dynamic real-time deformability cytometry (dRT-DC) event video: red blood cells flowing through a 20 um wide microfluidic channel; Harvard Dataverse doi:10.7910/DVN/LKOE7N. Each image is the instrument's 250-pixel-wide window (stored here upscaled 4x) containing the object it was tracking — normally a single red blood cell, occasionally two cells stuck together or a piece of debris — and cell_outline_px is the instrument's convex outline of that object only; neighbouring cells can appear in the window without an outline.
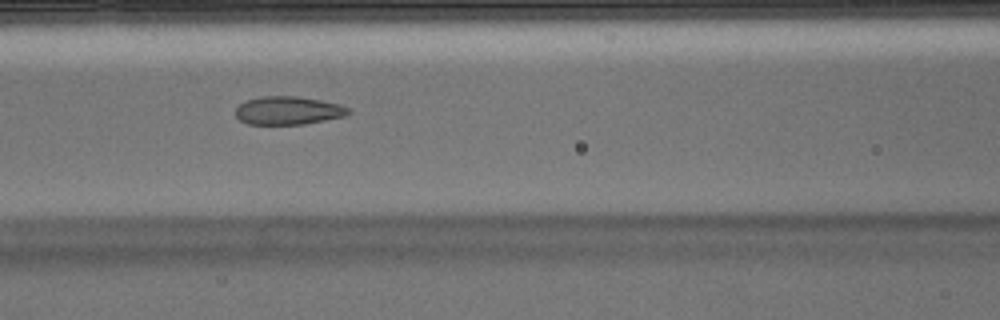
{"species": "Egyptian fruit bat (a non-hibernating species)", "species_latin": "Rousettus aegyptiacus", "temperature_condition": "warm", "stored_images_in_passage": 38, "camera_frame_rate_fps": 3000, "um_per_image_px": 0.085, "animal": {"sex": "male"}, "frame": {"image": 1, "passage_image": 8, "time_ms": 2.333, "image_size_px": [1000, 320], "cell_outline_px": [[352, 112], [344, 116], [304, 124], [248, 124], [240, 120], [236, 116], [236, 108], [244, 100], [260, 96], [296, 96], [320, 100], [340, 104], [348, 108]], "centroid_in_image_um": [24.47, 9.38], "position_along_channel_um": 142.1, "area_um2": 18.55}}
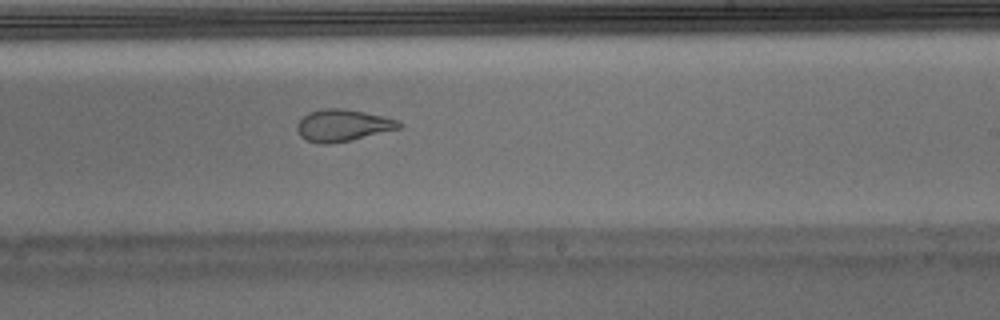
{"frame": {"image": 2, "passage_image": 17, "time_ms": 5.333, "image_size_px": [1000, 320], "cell_outline_px": [[404, 124], [400, 128], [348, 140], [328, 144], [320, 144], [308, 140], [300, 136], [296, 128], [296, 124], [308, 112], [324, 108], [344, 108], [384, 116], [396, 120]], "centroid_in_image_um": [29.11, 10.64], "position_along_channel_um": 259.9, "area_um2": 18.73}}
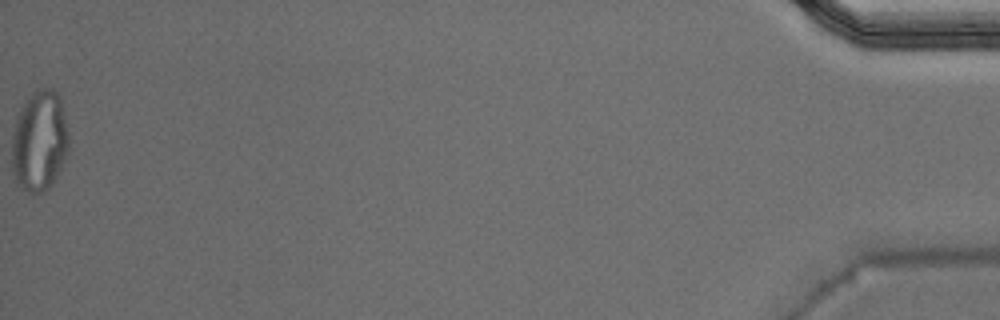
{"frame": {"image": 3, "passage_image": 38, "time_ms": 12.333, "image_size_px": [1000, 320], "cell_outline_px": [[68, 152], [52, 184], [44, 192], [28, 192], [16, 180], [12, 172], [12, 136], [16, 116], [20, 108], [32, 92], [36, 88], [52, 88], [60, 96], [68, 132]], "centroid_in_image_um": [3.35, 11.94], "position_along_channel_um": 431.9, "area_um2": 33.47}, "authors_computed_cell_mechanics": {"area_um2": 20.3745, "velocity_mm_per_s": 3.9327, "shape_relaxation_time_tau1_ms": null, "shape_relaxation_time_tau2_ms": 1.3076, "deformation_change_tau1": null, "deformation_change_tau2": 0.083}}